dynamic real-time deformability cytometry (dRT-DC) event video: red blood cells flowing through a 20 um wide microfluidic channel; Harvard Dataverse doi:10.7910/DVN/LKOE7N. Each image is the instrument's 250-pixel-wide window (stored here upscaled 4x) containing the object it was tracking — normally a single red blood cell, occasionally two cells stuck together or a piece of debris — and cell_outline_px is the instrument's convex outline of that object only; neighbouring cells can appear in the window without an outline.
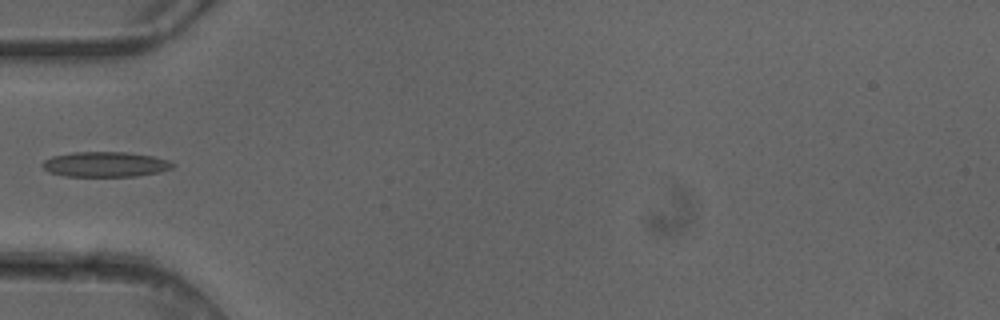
{"species": "common noctule bat (a hibernating species)", "species_latin": "Nyctalus noctula", "temperature_condition": "cold", "stored_images_in_passage": 5, "camera_frame_rate_fps": 3000, "um_per_image_px": 0.085, "animal": {"sex": "female"}, "frame": {"image": 1, "passage_image": 5, "time_ms": 1.333, "image_size_px": [1000, 320], "cell_outline_px": [[176, 164], [172, 168], [160, 172], [136, 176], [64, 176], [48, 172], [40, 164], [44, 160], [52, 156], [72, 152], [124, 152], [152, 156], [168, 160]], "centroid_in_image_um": [8.93, 13.97], "position_along_channel_um": 76.1, "area_um2": 19.13}}